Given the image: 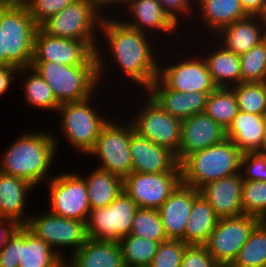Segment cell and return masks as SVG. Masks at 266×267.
<instances>
[{"label": "cell", "instance_id": "cell-1", "mask_svg": "<svg viewBox=\"0 0 266 267\" xmlns=\"http://www.w3.org/2000/svg\"><path fill=\"white\" fill-rule=\"evenodd\" d=\"M104 16L100 32L107 39L106 44L110 50V57L113 63L120 67V70L128 77L135 86H140L146 90L150 84L158 77L159 60H156V53L153 51L149 33L124 25L119 20ZM150 42V43H149Z\"/></svg>", "mask_w": 266, "mask_h": 267}, {"label": "cell", "instance_id": "cell-2", "mask_svg": "<svg viewBox=\"0 0 266 267\" xmlns=\"http://www.w3.org/2000/svg\"><path fill=\"white\" fill-rule=\"evenodd\" d=\"M32 132L24 131L8 146L2 156L0 172L27 180L36 187L52 178L48 175L57 157L58 142L48 132Z\"/></svg>", "mask_w": 266, "mask_h": 267}, {"label": "cell", "instance_id": "cell-3", "mask_svg": "<svg viewBox=\"0 0 266 267\" xmlns=\"http://www.w3.org/2000/svg\"><path fill=\"white\" fill-rule=\"evenodd\" d=\"M102 10L104 9L95 0H74L39 26L51 36L86 42L97 56L99 83L103 79L102 75L105 74V59H103L105 52L100 51L102 49H100L99 41H96L95 31H99L101 22L107 14L104 12L103 15Z\"/></svg>", "mask_w": 266, "mask_h": 267}, {"label": "cell", "instance_id": "cell-4", "mask_svg": "<svg viewBox=\"0 0 266 267\" xmlns=\"http://www.w3.org/2000/svg\"><path fill=\"white\" fill-rule=\"evenodd\" d=\"M243 153L230 140L187 155L180 163L182 183L199 189L204 184L240 173Z\"/></svg>", "mask_w": 266, "mask_h": 267}, {"label": "cell", "instance_id": "cell-5", "mask_svg": "<svg viewBox=\"0 0 266 267\" xmlns=\"http://www.w3.org/2000/svg\"><path fill=\"white\" fill-rule=\"evenodd\" d=\"M38 28L24 3L0 2V29L6 66L18 69L31 67Z\"/></svg>", "mask_w": 266, "mask_h": 267}, {"label": "cell", "instance_id": "cell-6", "mask_svg": "<svg viewBox=\"0 0 266 267\" xmlns=\"http://www.w3.org/2000/svg\"><path fill=\"white\" fill-rule=\"evenodd\" d=\"M31 67L51 87L60 105L83 101L98 90V65L69 66L56 61H32Z\"/></svg>", "mask_w": 266, "mask_h": 267}, {"label": "cell", "instance_id": "cell-7", "mask_svg": "<svg viewBox=\"0 0 266 267\" xmlns=\"http://www.w3.org/2000/svg\"><path fill=\"white\" fill-rule=\"evenodd\" d=\"M92 97L79 102L65 103L58 107L60 128L72 148L88 154L94 147L101 129L109 122L91 105Z\"/></svg>", "mask_w": 266, "mask_h": 267}, {"label": "cell", "instance_id": "cell-8", "mask_svg": "<svg viewBox=\"0 0 266 267\" xmlns=\"http://www.w3.org/2000/svg\"><path fill=\"white\" fill-rule=\"evenodd\" d=\"M101 129L93 149L88 155L98 157L97 168L110 172L124 179L132 172L130 154V136L134 131L129 121L118 124L117 119L110 121ZM117 122V123H116Z\"/></svg>", "mask_w": 266, "mask_h": 267}, {"label": "cell", "instance_id": "cell-9", "mask_svg": "<svg viewBox=\"0 0 266 267\" xmlns=\"http://www.w3.org/2000/svg\"><path fill=\"white\" fill-rule=\"evenodd\" d=\"M47 182L50 195L48 211L59 217L87 222L91 207L83 175L63 172Z\"/></svg>", "mask_w": 266, "mask_h": 267}, {"label": "cell", "instance_id": "cell-10", "mask_svg": "<svg viewBox=\"0 0 266 267\" xmlns=\"http://www.w3.org/2000/svg\"><path fill=\"white\" fill-rule=\"evenodd\" d=\"M25 225L38 238L47 243L63 260H67L74 254L88 239L86 222L59 217L47 212L44 214H30ZM60 247H71L72 252L66 258L64 253L58 252ZM73 247V248H72Z\"/></svg>", "mask_w": 266, "mask_h": 267}, {"label": "cell", "instance_id": "cell-11", "mask_svg": "<svg viewBox=\"0 0 266 267\" xmlns=\"http://www.w3.org/2000/svg\"><path fill=\"white\" fill-rule=\"evenodd\" d=\"M138 208L134 200L122 191L110 205L91 209L86 222L88 238L119 241L128 236Z\"/></svg>", "mask_w": 266, "mask_h": 267}, {"label": "cell", "instance_id": "cell-12", "mask_svg": "<svg viewBox=\"0 0 266 267\" xmlns=\"http://www.w3.org/2000/svg\"><path fill=\"white\" fill-rule=\"evenodd\" d=\"M260 221L259 218L244 213L234 217L219 218L215 230L204 244L208 253L221 267H229Z\"/></svg>", "mask_w": 266, "mask_h": 267}, {"label": "cell", "instance_id": "cell-13", "mask_svg": "<svg viewBox=\"0 0 266 267\" xmlns=\"http://www.w3.org/2000/svg\"><path fill=\"white\" fill-rule=\"evenodd\" d=\"M146 98L143 107L130 119L134 131L159 146L169 148L178 160L182 120L169 115L149 95Z\"/></svg>", "mask_w": 266, "mask_h": 267}, {"label": "cell", "instance_id": "cell-14", "mask_svg": "<svg viewBox=\"0 0 266 267\" xmlns=\"http://www.w3.org/2000/svg\"><path fill=\"white\" fill-rule=\"evenodd\" d=\"M181 183V172H131L123 179V191L139 208L158 210Z\"/></svg>", "mask_w": 266, "mask_h": 267}, {"label": "cell", "instance_id": "cell-15", "mask_svg": "<svg viewBox=\"0 0 266 267\" xmlns=\"http://www.w3.org/2000/svg\"><path fill=\"white\" fill-rule=\"evenodd\" d=\"M32 61H56L69 66L98 65L95 51L86 42L51 36L40 27L34 37Z\"/></svg>", "mask_w": 266, "mask_h": 267}, {"label": "cell", "instance_id": "cell-16", "mask_svg": "<svg viewBox=\"0 0 266 267\" xmlns=\"http://www.w3.org/2000/svg\"><path fill=\"white\" fill-rule=\"evenodd\" d=\"M195 57V58H194ZM174 64L159 67L158 78L172 90L211 93L217 87L212 81L204 57L193 56Z\"/></svg>", "mask_w": 266, "mask_h": 267}, {"label": "cell", "instance_id": "cell-17", "mask_svg": "<svg viewBox=\"0 0 266 267\" xmlns=\"http://www.w3.org/2000/svg\"><path fill=\"white\" fill-rule=\"evenodd\" d=\"M132 172H181L176 154L133 131L130 136Z\"/></svg>", "mask_w": 266, "mask_h": 267}, {"label": "cell", "instance_id": "cell-18", "mask_svg": "<svg viewBox=\"0 0 266 267\" xmlns=\"http://www.w3.org/2000/svg\"><path fill=\"white\" fill-rule=\"evenodd\" d=\"M226 129L204 112L182 120L178 162L187 155L218 144L226 139Z\"/></svg>", "mask_w": 266, "mask_h": 267}, {"label": "cell", "instance_id": "cell-19", "mask_svg": "<svg viewBox=\"0 0 266 267\" xmlns=\"http://www.w3.org/2000/svg\"><path fill=\"white\" fill-rule=\"evenodd\" d=\"M145 92L169 115L185 120L186 118L202 113L205 110L210 93H184L169 89L158 77L150 84Z\"/></svg>", "mask_w": 266, "mask_h": 267}, {"label": "cell", "instance_id": "cell-20", "mask_svg": "<svg viewBox=\"0 0 266 267\" xmlns=\"http://www.w3.org/2000/svg\"><path fill=\"white\" fill-rule=\"evenodd\" d=\"M243 179L240 173L210 181L199 190V194L213 208L218 218L243 214L241 194Z\"/></svg>", "mask_w": 266, "mask_h": 267}, {"label": "cell", "instance_id": "cell-21", "mask_svg": "<svg viewBox=\"0 0 266 267\" xmlns=\"http://www.w3.org/2000/svg\"><path fill=\"white\" fill-rule=\"evenodd\" d=\"M199 190L181 183L158 209L167 239L184 242V231Z\"/></svg>", "mask_w": 266, "mask_h": 267}, {"label": "cell", "instance_id": "cell-22", "mask_svg": "<svg viewBox=\"0 0 266 267\" xmlns=\"http://www.w3.org/2000/svg\"><path fill=\"white\" fill-rule=\"evenodd\" d=\"M128 7L127 12L132 16L130 20H120L124 25L139 30L143 33L148 31H161L162 33L173 35L178 31L177 25L170 16L164 11L163 6L158 0H124L121 7ZM178 27V28H177Z\"/></svg>", "mask_w": 266, "mask_h": 267}, {"label": "cell", "instance_id": "cell-23", "mask_svg": "<svg viewBox=\"0 0 266 267\" xmlns=\"http://www.w3.org/2000/svg\"><path fill=\"white\" fill-rule=\"evenodd\" d=\"M265 28V29H264ZM215 34L223 38L220 44L236 55L247 53L266 38V18L247 16L221 28Z\"/></svg>", "mask_w": 266, "mask_h": 267}, {"label": "cell", "instance_id": "cell-24", "mask_svg": "<svg viewBox=\"0 0 266 267\" xmlns=\"http://www.w3.org/2000/svg\"><path fill=\"white\" fill-rule=\"evenodd\" d=\"M33 188L27 180L0 172V218L25 226L30 218L25 214L27 195Z\"/></svg>", "mask_w": 266, "mask_h": 267}, {"label": "cell", "instance_id": "cell-25", "mask_svg": "<svg viewBox=\"0 0 266 267\" xmlns=\"http://www.w3.org/2000/svg\"><path fill=\"white\" fill-rule=\"evenodd\" d=\"M67 261L73 267H125L118 241L88 238Z\"/></svg>", "mask_w": 266, "mask_h": 267}, {"label": "cell", "instance_id": "cell-26", "mask_svg": "<svg viewBox=\"0 0 266 267\" xmlns=\"http://www.w3.org/2000/svg\"><path fill=\"white\" fill-rule=\"evenodd\" d=\"M264 115L239 110L226 130L230 139L242 153L264 151Z\"/></svg>", "mask_w": 266, "mask_h": 267}, {"label": "cell", "instance_id": "cell-27", "mask_svg": "<svg viewBox=\"0 0 266 267\" xmlns=\"http://www.w3.org/2000/svg\"><path fill=\"white\" fill-rule=\"evenodd\" d=\"M195 3L198 9H194L199 12V21L207 32L211 31L210 35L217 34L221 28L248 16L240 0H195Z\"/></svg>", "mask_w": 266, "mask_h": 267}, {"label": "cell", "instance_id": "cell-28", "mask_svg": "<svg viewBox=\"0 0 266 267\" xmlns=\"http://www.w3.org/2000/svg\"><path fill=\"white\" fill-rule=\"evenodd\" d=\"M208 53L205 61L216 87L231 88L241 83L239 55L225 49L221 44ZM214 51V52H213Z\"/></svg>", "mask_w": 266, "mask_h": 267}, {"label": "cell", "instance_id": "cell-29", "mask_svg": "<svg viewBox=\"0 0 266 267\" xmlns=\"http://www.w3.org/2000/svg\"><path fill=\"white\" fill-rule=\"evenodd\" d=\"M63 259L26 226H20L19 267H56Z\"/></svg>", "mask_w": 266, "mask_h": 267}, {"label": "cell", "instance_id": "cell-30", "mask_svg": "<svg viewBox=\"0 0 266 267\" xmlns=\"http://www.w3.org/2000/svg\"><path fill=\"white\" fill-rule=\"evenodd\" d=\"M218 217L209 203L199 195L194 201L184 231V243L204 245L215 230Z\"/></svg>", "mask_w": 266, "mask_h": 267}, {"label": "cell", "instance_id": "cell-31", "mask_svg": "<svg viewBox=\"0 0 266 267\" xmlns=\"http://www.w3.org/2000/svg\"><path fill=\"white\" fill-rule=\"evenodd\" d=\"M84 179L91 209L110 205L123 191L122 178L97 167Z\"/></svg>", "mask_w": 266, "mask_h": 267}, {"label": "cell", "instance_id": "cell-32", "mask_svg": "<svg viewBox=\"0 0 266 267\" xmlns=\"http://www.w3.org/2000/svg\"><path fill=\"white\" fill-rule=\"evenodd\" d=\"M28 71L32 73L25 78L24 83L21 81V85H24V98L27 106H32L34 108L51 110L56 112L60 104L56 100L51 87L47 82L40 76V74L35 71L32 67L19 68L18 73L24 74Z\"/></svg>", "mask_w": 266, "mask_h": 267}, {"label": "cell", "instance_id": "cell-33", "mask_svg": "<svg viewBox=\"0 0 266 267\" xmlns=\"http://www.w3.org/2000/svg\"><path fill=\"white\" fill-rule=\"evenodd\" d=\"M238 112L239 108L232 88L217 87L209 94L204 113L224 129H228Z\"/></svg>", "mask_w": 266, "mask_h": 267}, {"label": "cell", "instance_id": "cell-34", "mask_svg": "<svg viewBox=\"0 0 266 267\" xmlns=\"http://www.w3.org/2000/svg\"><path fill=\"white\" fill-rule=\"evenodd\" d=\"M266 266V226L260 221L249 234L237 257L229 267Z\"/></svg>", "mask_w": 266, "mask_h": 267}, {"label": "cell", "instance_id": "cell-35", "mask_svg": "<svg viewBox=\"0 0 266 267\" xmlns=\"http://www.w3.org/2000/svg\"><path fill=\"white\" fill-rule=\"evenodd\" d=\"M125 267L149 266L159 243L144 237L128 235L118 241Z\"/></svg>", "mask_w": 266, "mask_h": 267}, {"label": "cell", "instance_id": "cell-36", "mask_svg": "<svg viewBox=\"0 0 266 267\" xmlns=\"http://www.w3.org/2000/svg\"><path fill=\"white\" fill-rule=\"evenodd\" d=\"M231 88L240 111L258 115L266 113V82H241Z\"/></svg>", "mask_w": 266, "mask_h": 267}, {"label": "cell", "instance_id": "cell-37", "mask_svg": "<svg viewBox=\"0 0 266 267\" xmlns=\"http://www.w3.org/2000/svg\"><path fill=\"white\" fill-rule=\"evenodd\" d=\"M129 235L144 237L147 240H153L158 243L167 240V236L156 209L138 208L136 211Z\"/></svg>", "mask_w": 266, "mask_h": 267}, {"label": "cell", "instance_id": "cell-38", "mask_svg": "<svg viewBox=\"0 0 266 267\" xmlns=\"http://www.w3.org/2000/svg\"><path fill=\"white\" fill-rule=\"evenodd\" d=\"M239 59L241 82H266V38Z\"/></svg>", "mask_w": 266, "mask_h": 267}, {"label": "cell", "instance_id": "cell-39", "mask_svg": "<svg viewBox=\"0 0 266 267\" xmlns=\"http://www.w3.org/2000/svg\"><path fill=\"white\" fill-rule=\"evenodd\" d=\"M241 202L244 214L262 220L266 216V182L244 180Z\"/></svg>", "mask_w": 266, "mask_h": 267}, {"label": "cell", "instance_id": "cell-40", "mask_svg": "<svg viewBox=\"0 0 266 267\" xmlns=\"http://www.w3.org/2000/svg\"><path fill=\"white\" fill-rule=\"evenodd\" d=\"M187 245L177 239L162 241L149 267H180Z\"/></svg>", "mask_w": 266, "mask_h": 267}, {"label": "cell", "instance_id": "cell-41", "mask_svg": "<svg viewBox=\"0 0 266 267\" xmlns=\"http://www.w3.org/2000/svg\"><path fill=\"white\" fill-rule=\"evenodd\" d=\"M240 174L243 180L266 182V152L243 153Z\"/></svg>", "mask_w": 266, "mask_h": 267}, {"label": "cell", "instance_id": "cell-42", "mask_svg": "<svg viewBox=\"0 0 266 267\" xmlns=\"http://www.w3.org/2000/svg\"><path fill=\"white\" fill-rule=\"evenodd\" d=\"M74 0H26L30 15L35 23L40 26L49 17L56 15Z\"/></svg>", "mask_w": 266, "mask_h": 267}, {"label": "cell", "instance_id": "cell-43", "mask_svg": "<svg viewBox=\"0 0 266 267\" xmlns=\"http://www.w3.org/2000/svg\"><path fill=\"white\" fill-rule=\"evenodd\" d=\"M180 267H221L205 245H187Z\"/></svg>", "mask_w": 266, "mask_h": 267}, {"label": "cell", "instance_id": "cell-44", "mask_svg": "<svg viewBox=\"0 0 266 267\" xmlns=\"http://www.w3.org/2000/svg\"><path fill=\"white\" fill-rule=\"evenodd\" d=\"M20 262V226L8 238L0 251V267H19Z\"/></svg>", "mask_w": 266, "mask_h": 267}, {"label": "cell", "instance_id": "cell-45", "mask_svg": "<svg viewBox=\"0 0 266 267\" xmlns=\"http://www.w3.org/2000/svg\"><path fill=\"white\" fill-rule=\"evenodd\" d=\"M161 5L163 6L164 11L170 16V18L177 24L179 25L180 21L179 19L181 18L180 15L183 14H194L192 13L194 6L195 0H158ZM185 13V14H184ZM179 14V15H178Z\"/></svg>", "mask_w": 266, "mask_h": 267}, {"label": "cell", "instance_id": "cell-46", "mask_svg": "<svg viewBox=\"0 0 266 267\" xmlns=\"http://www.w3.org/2000/svg\"><path fill=\"white\" fill-rule=\"evenodd\" d=\"M240 3L248 16L266 18V0H240Z\"/></svg>", "mask_w": 266, "mask_h": 267}, {"label": "cell", "instance_id": "cell-47", "mask_svg": "<svg viewBox=\"0 0 266 267\" xmlns=\"http://www.w3.org/2000/svg\"><path fill=\"white\" fill-rule=\"evenodd\" d=\"M18 227L19 225L13 220L0 218V251Z\"/></svg>", "mask_w": 266, "mask_h": 267}, {"label": "cell", "instance_id": "cell-48", "mask_svg": "<svg viewBox=\"0 0 266 267\" xmlns=\"http://www.w3.org/2000/svg\"><path fill=\"white\" fill-rule=\"evenodd\" d=\"M0 66H6V53L3 52L2 29H0Z\"/></svg>", "mask_w": 266, "mask_h": 267}, {"label": "cell", "instance_id": "cell-49", "mask_svg": "<svg viewBox=\"0 0 266 267\" xmlns=\"http://www.w3.org/2000/svg\"><path fill=\"white\" fill-rule=\"evenodd\" d=\"M124 0H103V9L104 8H106V10H108L109 9V5L110 6H115V4L118 6V4L119 5H121V3L123 2ZM113 4V5H112ZM108 8H107V7Z\"/></svg>", "mask_w": 266, "mask_h": 267}, {"label": "cell", "instance_id": "cell-50", "mask_svg": "<svg viewBox=\"0 0 266 267\" xmlns=\"http://www.w3.org/2000/svg\"><path fill=\"white\" fill-rule=\"evenodd\" d=\"M263 124H264V152H266V113L264 114Z\"/></svg>", "mask_w": 266, "mask_h": 267}, {"label": "cell", "instance_id": "cell-51", "mask_svg": "<svg viewBox=\"0 0 266 267\" xmlns=\"http://www.w3.org/2000/svg\"><path fill=\"white\" fill-rule=\"evenodd\" d=\"M56 267H73L67 260H63Z\"/></svg>", "mask_w": 266, "mask_h": 267}, {"label": "cell", "instance_id": "cell-52", "mask_svg": "<svg viewBox=\"0 0 266 267\" xmlns=\"http://www.w3.org/2000/svg\"><path fill=\"white\" fill-rule=\"evenodd\" d=\"M26 0H11V2L24 3Z\"/></svg>", "mask_w": 266, "mask_h": 267}, {"label": "cell", "instance_id": "cell-53", "mask_svg": "<svg viewBox=\"0 0 266 267\" xmlns=\"http://www.w3.org/2000/svg\"><path fill=\"white\" fill-rule=\"evenodd\" d=\"M103 8V0H95Z\"/></svg>", "mask_w": 266, "mask_h": 267}, {"label": "cell", "instance_id": "cell-54", "mask_svg": "<svg viewBox=\"0 0 266 267\" xmlns=\"http://www.w3.org/2000/svg\"><path fill=\"white\" fill-rule=\"evenodd\" d=\"M266 226V216L261 220Z\"/></svg>", "mask_w": 266, "mask_h": 267}, {"label": "cell", "instance_id": "cell-55", "mask_svg": "<svg viewBox=\"0 0 266 267\" xmlns=\"http://www.w3.org/2000/svg\"><path fill=\"white\" fill-rule=\"evenodd\" d=\"M0 2H11V0H0Z\"/></svg>", "mask_w": 266, "mask_h": 267}]
</instances>
